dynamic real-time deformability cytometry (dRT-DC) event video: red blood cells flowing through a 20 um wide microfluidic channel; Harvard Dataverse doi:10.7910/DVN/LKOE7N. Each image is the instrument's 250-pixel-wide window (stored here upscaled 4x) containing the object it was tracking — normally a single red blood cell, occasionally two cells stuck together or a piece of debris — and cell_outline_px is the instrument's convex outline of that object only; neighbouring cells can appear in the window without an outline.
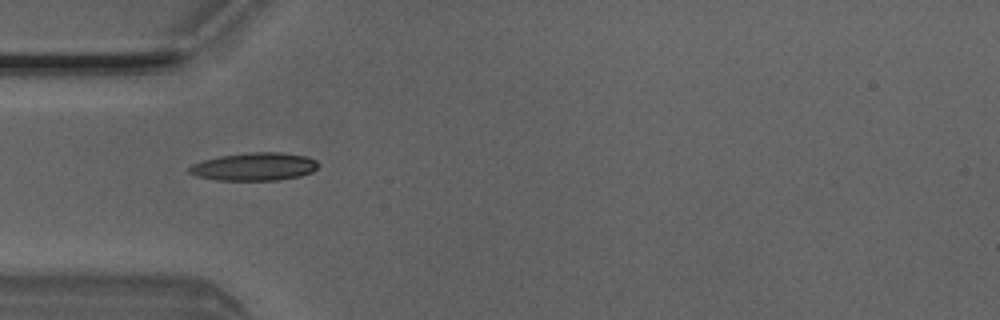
{"species": "Egyptian fruit bat (a non-hibernating species)", "species_latin": "Rousettus aegyptiacus", "temperature_condition": "room temperature", "stored_images_in_passage": 6, "camera_frame_rate_fps": 3000, "um_per_image_px": 0.085, "animal": {"sex": "male"}, "frame": {"image": 1, "passage_image": 5, "time_ms": 1.333, "image_size_px": [1000, 320], "cell_outline_px": [[320, 164], [312, 172], [300, 176], [276, 180], [216, 180], [196, 176], [188, 172], [188, 168], [192, 164], [204, 160], [220, 156], [252, 152], [280, 152], [304, 156], [316, 160]], "centroid_in_image_um": [21.61, 14.17], "position_along_channel_um": 63.4, "area_um2": 20.92}}